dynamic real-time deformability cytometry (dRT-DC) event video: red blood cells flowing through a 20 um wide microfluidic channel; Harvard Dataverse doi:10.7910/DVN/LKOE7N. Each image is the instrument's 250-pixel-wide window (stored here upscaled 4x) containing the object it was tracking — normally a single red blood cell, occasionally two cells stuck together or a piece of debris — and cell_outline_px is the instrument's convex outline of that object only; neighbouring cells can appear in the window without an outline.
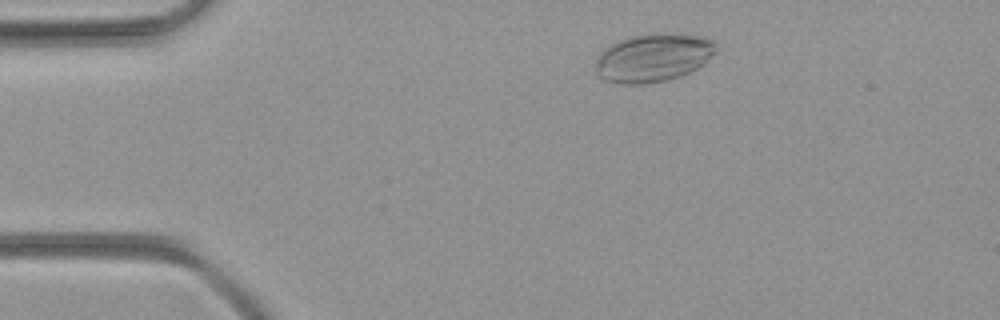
{"species": "common noctule bat (a hibernating species)", "species_latin": "Nyctalus noctula", "temperature_condition": "room temperature", "stored_images_in_passage": 45, "camera_frame_rate_fps": 3000, "um_per_image_px": 0.085, "animal": {"sex": "female", "body_mass_g": 21.9}, "frame": {"image": 1, "passage_image": 4, "time_ms": 1.0, "image_size_px": [1000, 320], "cell_outline_px": [[720, 48], [704, 64], [680, 76], [648, 84], [624, 84], [604, 80], [596, 72], [596, 60], [600, 52], [612, 44], [620, 40], [632, 36], [656, 32], [664, 32], [700, 36], [712, 40]], "centroid_in_image_um": [55.55, 4.89], "position_along_channel_um": 29.5, "area_um2": 33.99}}
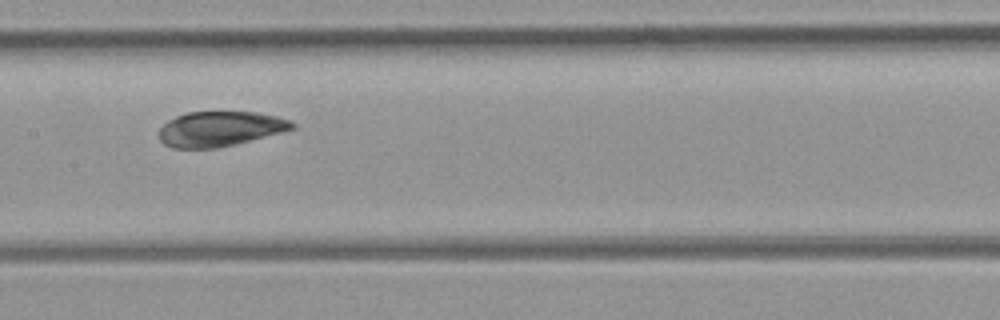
{"frame": {"image": 2, "passage_image": 20, "time_ms": 6.333, "image_size_px": [1000, 320], "cell_outline_px": [[296, 128], [236, 144], [216, 148], [172, 148], [164, 144], [160, 140], [160, 128], [168, 120], [176, 116], [188, 112], [256, 112], [276, 116], [292, 120], [296, 124]], "centroid_in_image_um": [18.71, 10.95], "position_along_channel_um": 188.7, "area_um2": 27.11}}
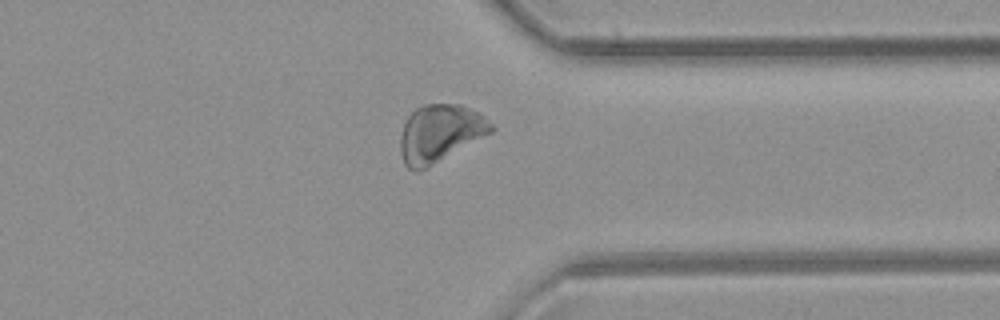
{"frame": {"image": 3, "passage_image": 34, "time_ms": 11.0, "image_size_px": [1000, 320], "cell_outline_px": [[496, 128], [492, 132], [432, 164], [424, 168], [408, 168], [404, 164], [400, 152], [400, 136], [404, 124], [408, 116], [416, 108], [424, 104], [460, 104], [480, 112]], "centroid_in_image_um": [37.4, 11.28], "position_along_channel_um": 374.0, "area_um2": 29.94}}